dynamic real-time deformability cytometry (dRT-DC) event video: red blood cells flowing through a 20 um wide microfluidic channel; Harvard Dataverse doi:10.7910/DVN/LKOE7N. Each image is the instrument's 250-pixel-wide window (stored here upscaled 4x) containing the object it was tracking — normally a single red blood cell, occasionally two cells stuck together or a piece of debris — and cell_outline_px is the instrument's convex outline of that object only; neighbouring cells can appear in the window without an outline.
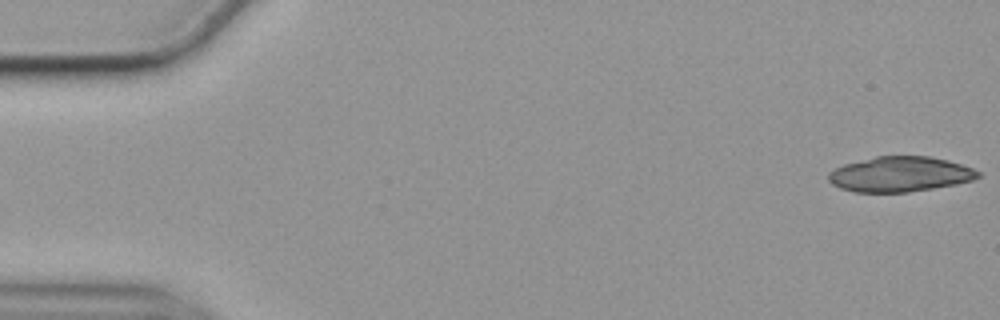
{"species": "common noctule bat (a hibernating species)", "species_latin": "Nyctalus noctula", "temperature_condition": "cold", "stored_images_in_passage": 32, "camera_frame_rate_fps": 3000, "um_per_image_px": 0.085, "animal": {"sex": "female", "body_mass_g": 19.9}, "frame": {"image": 1, "passage_image": 1, "time_ms": 0.0, "image_size_px": [1000, 320], "cell_outline_px": [[980, 176], [972, 180], [956, 184], [908, 192], [856, 192], [840, 188], [832, 184], [828, 180], [828, 172], [844, 164], [876, 156], [928, 156], [948, 160], [972, 168], [980, 172]], "centroid_in_image_um": [76.48, 14.8], "position_along_channel_um": 8.5, "area_um2": 30.52}}